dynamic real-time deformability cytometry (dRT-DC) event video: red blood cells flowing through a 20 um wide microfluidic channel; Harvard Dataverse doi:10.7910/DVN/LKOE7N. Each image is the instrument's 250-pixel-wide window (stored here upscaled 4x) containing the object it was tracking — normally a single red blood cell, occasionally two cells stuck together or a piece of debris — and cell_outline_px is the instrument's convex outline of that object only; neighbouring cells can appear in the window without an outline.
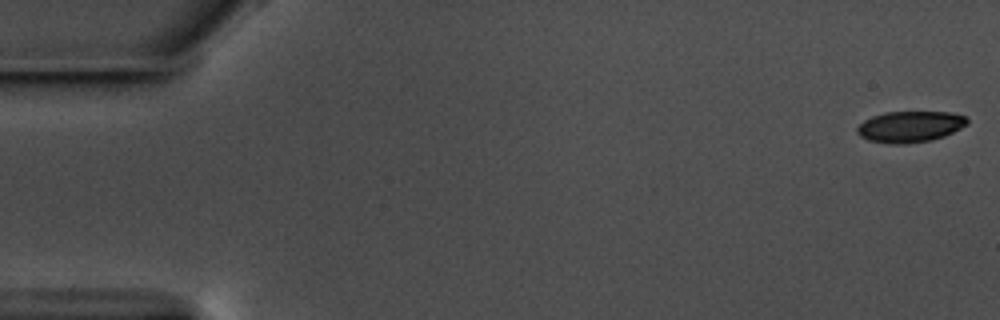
{"species": "common noctule bat (a hibernating species)", "species_latin": "Nyctalus noctula", "temperature_condition": "warm", "stored_images_in_passage": 58, "camera_frame_rate_fps": 3000, "um_per_image_px": 0.085, "animal": {"sex": "male", "body_mass_g": 17.5, "forearm_length_mm": 52.3}, "frame": {"image": 1, "passage_image": 1, "time_ms": 0.0, "image_size_px": [1000, 320], "cell_outline_px": [[968, 124], [944, 136], [932, 140], [904, 144], [892, 144], [868, 140], [860, 136], [856, 132], [856, 128], [864, 120], [872, 116], [884, 112], [948, 112], [964, 116], [968, 120]], "centroid_in_image_um": [77.32, 10.77], "position_along_channel_um": 7.7, "area_um2": 19.94}}
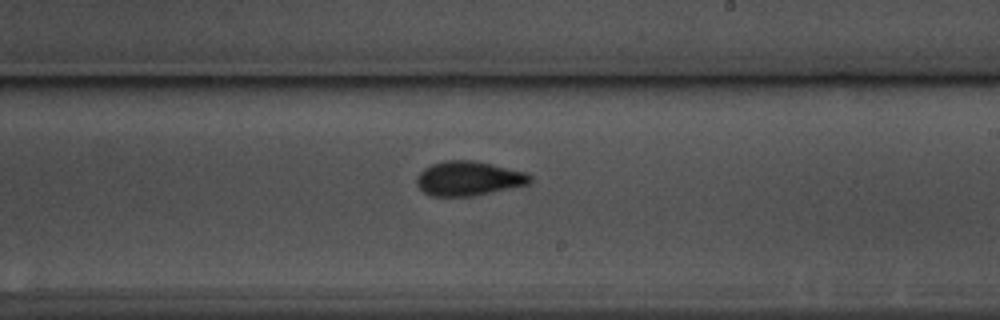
{"frame": {"image": 2, "passage_image": 34, "time_ms": 11.0, "image_size_px": [1000, 320], "cell_outline_px": [[532, 184], [472, 196], [432, 196], [424, 192], [416, 184], [416, 176], [424, 168], [432, 164], [444, 160], [472, 160], [492, 164], [528, 172], [532, 176]], "centroid_in_image_um": [39.87, 15.16], "position_along_channel_um": 249.1, "area_um2": 23.0}}
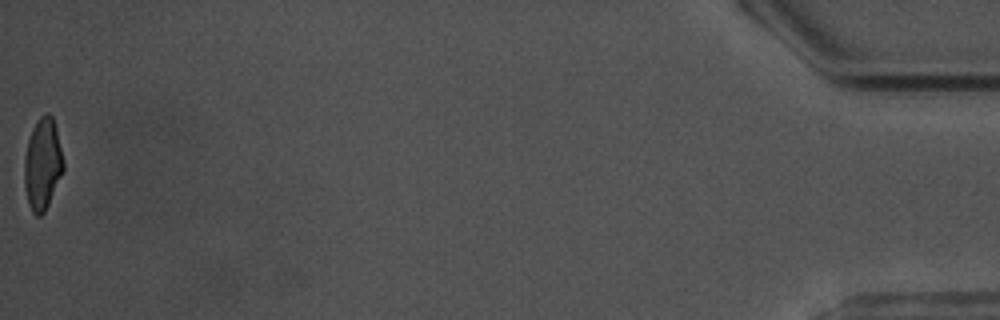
{"frame": {"image": 3, "passage_image": 58, "time_ms": 19.0, "image_size_px": [1000, 320], "cell_outline_px": [[64, 172], [44, 212], [40, 216], [36, 216], [32, 212], [28, 204], [24, 188], [24, 156], [28, 140], [32, 128], [36, 120], [40, 116], [48, 112], [52, 116], [56, 128], [64, 160]], "centroid_in_image_um": [3.61, 13.95], "position_along_channel_um": 431.6, "area_um2": 21.15}, "authors_computed_cell_mechanics": {"area_um2": 21.5883, "velocity_mm_per_s": 3.5449, "shape_relaxation_time_tau1_ms": 4.3551, "shape_relaxation_time_tau2_ms": 2.006, "deformation_change_tau1": 0.1493, "deformation_change_tau2": 0.0812}}